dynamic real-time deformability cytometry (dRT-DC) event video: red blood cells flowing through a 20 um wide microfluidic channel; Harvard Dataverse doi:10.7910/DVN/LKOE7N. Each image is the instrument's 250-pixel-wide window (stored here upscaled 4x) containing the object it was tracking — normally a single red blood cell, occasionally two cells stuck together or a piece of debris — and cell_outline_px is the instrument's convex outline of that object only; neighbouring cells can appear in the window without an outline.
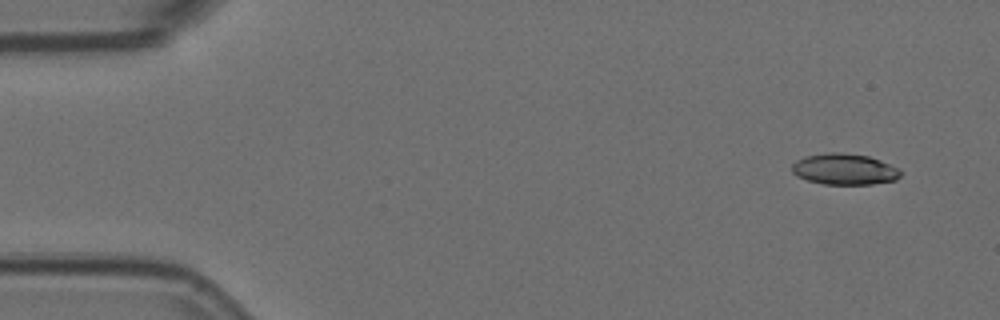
{"species": "Egyptian fruit bat (a non-hibernating species)", "species_latin": "Rousettus aegyptiacus", "temperature_condition": "room temperature", "stored_images_in_passage": 7, "camera_frame_rate_fps": 3000, "um_per_image_px": 0.085, "animal": {"sex": "female"}, "frame": {"image": 1, "passage_image": 1, "time_ms": 0.0, "image_size_px": [1000, 320], "cell_outline_px": [[904, 172], [896, 180], [872, 184], [824, 184], [808, 180], [796, 176], [792, 172], [792, 164], [796, 160], [804, 156], [828, 152], [840, 152], [868, 156], [880, 160], [900, 168]], "centroid_in_image_um": [71.8, 14.37], "position_along_channel_um": 13.2, "area_um2": 19.88}}
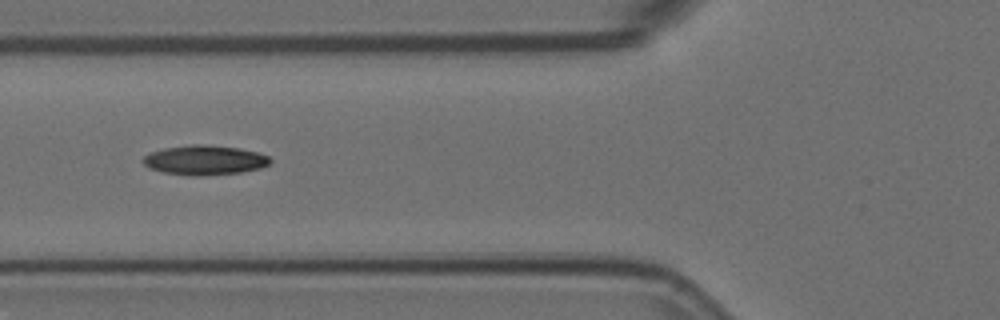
{"frame": {"image": 2, "passage_image": 6, "time_ms": 1.667, "image_size_px": [1000, 320], "cell_outline_px": [[272, 160], [268, 164], [260, 168], [240, 172], [200, 176], [196, 176], [164, 172], [148, 168], [140, 160], [148, 152], [164, 148], [192, 144], [204, 144], [240, 148], [256, 152], [268, 156]], "centroid_in_image_um": [17.35, 13.6], "position_along_channel_um": 108.5, "area_um2": 21.96}}
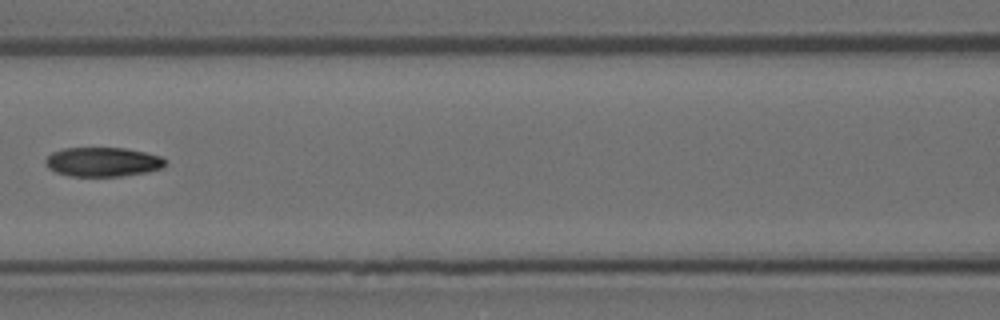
{"frame": {"image": 3, "passage_image": 7, "time_ms": 2.0, "image_size_px": [1000, 320], "cell_outline_px": [[168, 160], [164, 168], [148, 172], [120, 176], [68, 176], [56, 172], [48, 168], [44, 160], [52, 152], [64, 148], [124, 148], [144, 152], [160, 156]], "centroid_in_image_um": [8.76, 13.77], "position_along_channel_um": 157.8, "area_um2": 20.58}}